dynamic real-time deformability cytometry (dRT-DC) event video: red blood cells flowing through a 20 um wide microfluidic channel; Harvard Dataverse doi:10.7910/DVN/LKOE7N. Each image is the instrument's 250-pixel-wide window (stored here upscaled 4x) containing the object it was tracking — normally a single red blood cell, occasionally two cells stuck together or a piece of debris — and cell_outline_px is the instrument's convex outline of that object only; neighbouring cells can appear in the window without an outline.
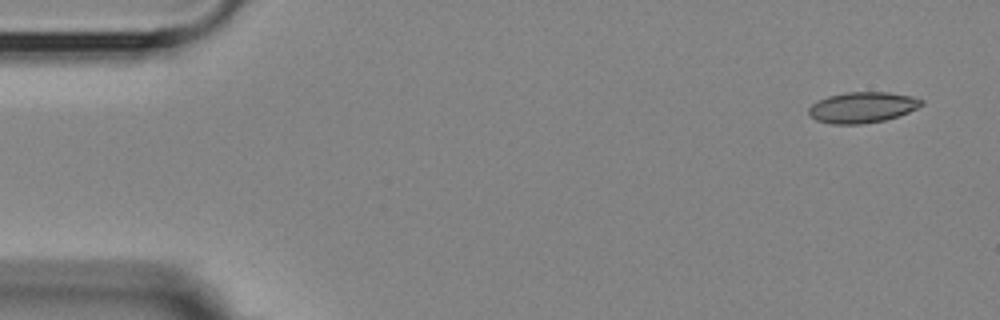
{"species": "Egyptian fruit bat (a non-hibernating species)", "species_latin": "Rousettus aegyptiacus", "temperature_condition": "room temperature", "stored_images_in_passage": 5, "segment_of_instrument_passage": [1, 2], "camera_frame_rate_fps": 3000, "um_per_image_px": 0.085, "animal": {"sex": "female"}, "frame": {"image": 1, "passage_image": 1, "time_ms": 0.0, "image_size_px": [1000, 320], "cell_outline_px": [[924, 104], [908, 112], [884, 120], [860, 124], [832, 124], [816, 120], [808, 112], [808, 108], [812, 104], [828, 96], [848, 92], [888, 92], [912, 96], [924, 100]], "centroid_in_image_um": [73.31, 9.12], "position_along_channel_um": 11.7, "area_um2": 20.06}}